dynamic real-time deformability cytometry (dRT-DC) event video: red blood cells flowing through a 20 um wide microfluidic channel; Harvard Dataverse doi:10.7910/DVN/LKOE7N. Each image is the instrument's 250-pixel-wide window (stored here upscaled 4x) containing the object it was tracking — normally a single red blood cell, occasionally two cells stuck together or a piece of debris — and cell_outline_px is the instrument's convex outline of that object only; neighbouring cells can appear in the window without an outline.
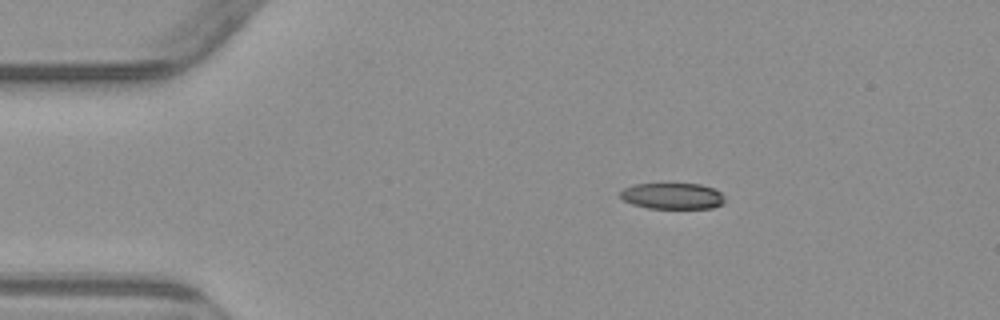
{"species": "common noctule bat (a hibernating species)", "species_latin": "Nyctalus noctula", "temperature_condition": "warm", "stored_images_in_passage": 3, "segment_of_instrument_passage": [1, 2], "camera_frame_rate_fps": 3000, "um_per_image_px": 0.085, "animal": {"sex": "male", "body_mass_g": 23.1, "forearm_length_mm": 52.7}, "frame": {"image": 1, "passage_image": 1, "time_ms": 0.0, "image_size_px": [1000, 320], "cell_outline_px": [[724, 204], [712, 208], [648, 208], [632, 204], [624, 200], [620, 196], [620, 192], [624, 188], [632, 184], [700, 184], [716, 188], [724, 196]], "centroid_in_image_um": [57.18, 16.66], "position_along_channel_um": 27.8, "area_um2": 16.01}}